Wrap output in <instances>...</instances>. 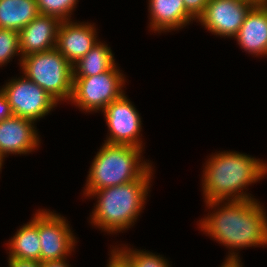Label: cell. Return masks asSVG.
I'll use <instances>...</instances> for the list:
<instances>
[{
	"mask_svg": "<svg viewBox=\"0 0 267 267\" xmlns=\"http://www.w3.org/2000/svg\"><path fill=\"white\" fill-rule=\"evenodd\" d=\"M8 257L35 260L40 262V239L38 235V210L29 222L17 229L9 239Z\"/></svg>",
	"mask_w": 267,
	"mask_h": 267,
	"instance_id": "cell-16",
	"label": "cell"
},
{
	"mask_svg": "<svg viewBox=\"0 0 267 267\" xmlns=\"http://www.w3.org/2000/svg\"><path fill=\"white\" fill-rule=\"evenodd\" d=\"M13 116L11 106L7 100L5 93L0 87V121Z\"/></svg>",
	"mask_w": 267,
	"mask_h": 267,
	"instance_id": "cell-23",
	"label": "cell"
},
{
	"mask_svg": "<svg viewBox=\"0 0 267 267\" xmlns=\"http://www.w3.org/2000/svg\"><path fill=\"white\" fill-rule=\"evenodd\" d=\"M8 267H41V262L35 260L8 257Z\"/></svg>",
	"mask_w": 267,
	"mask_h": 267,
	"instance_id": "cell-24",
	"label": "cell"
},
{
	"mask_svg": "<svg viewBox=\"0 0 267 267\" xmlns=\"http://www.w3.org/2000/svg\"><path fill=\"white\" fill-rule=\"evenodd\" d=\"M209 157L202 171L201 191L205 203L215 200L256 199L246 191L248 185L266 177V161L230 150L219 151Z\"/></svg>",
	"mask_w": 267,
	"mask_h": 267,
	"instance_id": "cell-2",
	"label": "cell"
},
{
	"mask_svg": "<svg viewBox=\"0 0 267 267\" xmlns=\"http://www.w3.org/2000/svg\"><path fill=\"white\" fill-rule=\"evenodd\" d=\"M78 2L79 0H36L40 14L55 16L60 21L72 20L71 15Z\"/></svg>",
	"mask_w": 267,
	"mask_h": 267,
	"instance_id": "cell-20",
	"label": "cell"
},
{
	"mask_svg": "<svg viewBox=\"0 0 267 267\" xmlns=\"http://www.w3.org/2000/svg\"><path fill=\"white\" fill-rule=\"evenodd\" d=\"M110 252L107 267H131L114 248Z\"/></svg>",
	"mask_w": 267,
	"mask_h": 267,
	"instance_id": "cell-25",
	"label": "cell"
},
{
	"mask_svg": "<svg viewBox=\"0 0 267 267\" xmlns=\"http://www.w3.org/2000/svg\"><path fill=\"white\" fill-rule=\"evenodd\" d=\"M205 204L214 210L199 220L198 228L230 250L225 258L240 259L238 250L243 248L267 247V214L260 201L215 200Z\"/></svg>",
	"mask_w": 267,
	"mask_h": 267,
	"instance_id": "cell-1",
	"label": "cell"
},
{
	"mask_svg": "<svg viewBox=\"0 0 267 267\" xmlns=\"http://www.w3.org/2000/svg\"><path fill=\"white\" fill-rule=\"evenodd\" d=\"M35 122L19 116H11L0 121V157L4 160L9 154L26 155L38 149L40 135Z\"/></svg>",
	"mask_w": 267,
	"mask_h": 267,
	"instance_id": "cell-11",
	"label": "cell"
},
{
	"mask_svg": "<svg viewBox=\"0 0 267 267\" xmlns=\"http://www.w3.org/2000/svg\"><path fill=\"white\" fill-rule=\"evenodd\" d=\"M125 245V247H124ZM122 247L114 248L129 264L131 267H172L168 260L162 255H157L150 251H143L127 247L124 244Z\"/></svg>",
	"mask_w": 267,
	"mask_h": 267,
	"instance_id": "cell-19",
	"label": "cell"
},
{
	"mask_svg": "<svg viewBox=\"0 0 267 267\" xmlns=\"http://www.w3.org/2000/svg\"><path fill=\"white\" fill-rule=\"evenodd\" d=\"M143 151L136 146L104 142L90 165L83 195L88 197L96 190L142 178L153 167L151 161L143 160Z\"/></svg>",
	"mask_w": 267,
	"mask_h": 267,
	"instance_id": "cell-4",
	"label": "cell"
},
{
	"mask_svg": "<svg viewBox=\"0 0 267 267\" xmlns=\"http://www.w3.org/2000/svg\"><path fill=\"white\" fill-rule=\"evenodd\" d=\"M39 14L36 0H0V28L19 32Z\"/></svg>",
	"mask_w": 267,
	"mask_h": 267,
	"instance_id": "cell-17",
	"label": "cell"
},
{
	"mask_svg": "<svg viewBox=\"0 0 267 267\" xmlns=\"http://www.w3.org/2000/svg\"><path fill=\"white\" fill-rule=\"evenodd\" d=\"M95 23L61 21L56 49L73 66L99 41Z\"/></svg>",
	"mask_w": 267,
	"mask_h": 267,
	"instance_id": "cell-12",
	"label": "cell"
},
{
	"mask_svg": "<svg viewBox=\"0 0 267 267\" xmlns=\"http://www.w3.org/2000/svg\"><path fill=\"white\" fill-rule=\"evenodd\" d=\"M241 259H230L225 258L224 262L220 267H243Z\"/></svg>",
	"mask_w": 267,
	"mask_h": 267,
	"instance_id": "cell-27",
	"label": "cell"
},
{
	"mask_svg": "<svg viewBox=\"0 0 267 267\" xmlns=\"http://www.w3.org/2000/svg\"><path fill=\"white\" fill-rule=\"evenodd\" d=\"M124 93L112 101L102 111L108 127V134L104 142L110 144H125L143 149L142 121L135 105Z\"/></svg>",
	"mask_w": 267,
	"mask_h": 267,
	"instance_id": "cell-9",
	"label": "cell"
},
{
	"mask_svg": "<svg viewBox=\"0 0 267 267\" xmlns=\"http://www.w3.org/2000/svg\"><path fill=\"white\" fill-rule=\"evenodd\" d=\"M253 6L244 0H209L196 22L221 38H234Z\"/></svg>",
	"mask_w": 267,
	"mask_h": 267,
	"instance_id": "cell-10",
	"label": "cell"
},
{
	"mask_svg": "<svg viewBox=\"0 0 267 267\" xmlns=\"http://www.w3.org/2000/svg\"><path fill=\"white\" fill-rule=\"evenodd\" d=\"M149 28L154 33L180 30L196 19L186 10L183 0H148Z\"/></svg>",
	"mask_w": 267,
	"mask_h": 267,
	"instance_id": "cell-15",
	"label": "cell"
},
{
	"mask_svg": "<svg viewBox=\"0 0 267 267\" xmlns=\"http://www.w3.org/2000/svg\"><path fill=\"white\" fill-rule=\"evenodd\" d=\"M117 63L109 70L90 77H73L71 104L81 111H103L112 101L121 97L125 91L126 75Z\"/></svg>",
	"mask_w": 267,
	"mask_h": 267,
	"instance_id": "cell-6",
	"label": "cell"
},
{
	"mask_svg": "<svg viewBox=\"0 0 267 267\" xmlns=\"http://www.w3.org/2000/svg\"><path fill=\"white\" fill-rule=\"evenodd\" d=\"M54 212L38 209L40 262L69 257L78 242L66 218Z\"/></svg>",
	"mask_w": 267,
	"mask_h": 267,
	"instance_id": "cell-8",
	"label": "cell"
},
{
	"mask_svg": "<svg viewBox=\"0 0 267 267\" xmlns=\"http://www.w3.org/2000/svg\"><path fill=\"white\" fill-rule=\"evenodd\" d=\"M247 1L251 4L255 5H263V4H267V0H244Z\"/></svg>",
	"mask_w": 267,
	"mask_h": 267,
	"instance_id": "cell-28",
	"label": "cell"
},
{
	"mask_svg": "<svg viewBox=\"0 0 267 267\" xmlns=\"http://www.w3.org/2000/svg\"><path fill=\"white\" fill-rule=\"evenodd\" d=\"M3 162L4 160L0 157V172L2 171Z\"/></svg>",
	"mask_w": 267,
	"mask_h": 267,
	"instance_id": "cell-29",
	"label": "cell"
},
{
	"mask_svg": "<svg viewBox=\"0 0 267 267\" xmlns=\"http://www.w3.org/2000/svg\"><path fill=\"white\" fill-rule=\"evenodd\" d=\"M209 0H183L186 10L196 19L204 13Z\"/></svg>",
	"mask_w": 267,
	"mask_h": 267,
	"instance_id": "cell-22",
	"label": "cell"
},
{
	"mask_svg": "<svg viewBox=\"0 0 267 267\" xmlns=\"http://www.w3.org/2000/svg\"><path fill=\"white\" fill-rule=\"evenodd\" d=\"M60 20L55 16L39 14L19 31L21 57L56 48Z\"/></svg>",
	"mask_w": 267,
	"mask_h": 267,
	"instance_id": "cell-13",
	"label": "cell"
},
{
	"mask_svg": "<svg viewBox=\"0 0 267 267\" xmlns=\"http://www.w3.org/2000/svg\"><path fill=\"white\" fill-rule=\"evenodd\" d=\"M22 74L50 94L58 103L70 101L73 68L56 49L22 57Z\"/></svg>",
	"mask_w": 267,
	"mask_h": 267,
	"instance_id": "cell-5",
	"label": "cell"
},
{
	"mask_svg": "<svg viewBox=\"0 0 267 267\" xmlns=\"http://www.w3.org/2000/svg\"><path fill=\"white\" fill-rule=\"evenodd\" d=\"M116 64L108 44L98 41L73 68V77H90L111 69Z\"/></svg>",
	"mask_w": 267,
	"mask_h": 267,
	"instance_id": "cell-18",
	"label": "cell"
},
{
	"mask_svg": "<svg viewBox=\"0 0 267 267\" xmlns=\"http://www.w3.org/2000/svg\"><path fill=\"white\" fill-rule=\"evenodd\" d=\"M153 169L139 180L92 192L88 198L97 197L90 214L92 226L111 235L129 230L145 209L143 207L150 193Z\"/></svg>",
	"mask_w": 267,
	"mask_h": 267,
	"instance_id": "cell-3",
	"label": "cell"
},
{
	"mask_svg": "<svg viewBox=\"0 0 267 267\" xmlns=\"http://www.w3.org/2000/svg\"><path fill=\"white\" fill-rule=\"evenodd\" d=\"M67 258L41 262V267H70Z\"/></svg>",
	"mask_w": 267,
	"mask_h": 267,
	"instance_id": "cell-26",
	"label": "cell"
},
{
	"mask_svg": "<svg viewBox=\"0 0 267 267\" xmlns=\"http://www.w3.org/2000/svg\"><path fill=\"white\" fill-rule=\"evenodd\" d=\"M233 39L247 53L267 57V4L255 5L249 10Z\"/></svg>",
	"mask_w": 267,
	"mask_h": 267,
	"instance_id": "cell-14",
	"label": "cell"
},
{
	"mask_svg": "<svg viewBox=\"0 0 267 267\" xmlns=\"http://www.w3.org/2000/svg\"><path fill=\"white\" fill-rule=\"evenodd\" d=\"M14 116L39 121L59 104L50 94L24 75L2 86Z\"/></svg>",
	"mask_w": 267,
	"mask_h": 267,
	"instance_id": "cell-7",
	"label": "cell"
},
{
	"mask_svg": "<svg viewBox=\"0 0 267 267\" xmlns=\"http://www.w3.org/2000/svg\"><path fill=\"white\" fill-rule=\"evenodd\" d=\"M15 55L20 56L21 62L19 32L0 28V67L10 63Z\"/></svg>",
	"mask_w": 267,
	"mask_h": 267,
	"instance_id": "cell-21",
	"label": "cell"
}]
</instances>
